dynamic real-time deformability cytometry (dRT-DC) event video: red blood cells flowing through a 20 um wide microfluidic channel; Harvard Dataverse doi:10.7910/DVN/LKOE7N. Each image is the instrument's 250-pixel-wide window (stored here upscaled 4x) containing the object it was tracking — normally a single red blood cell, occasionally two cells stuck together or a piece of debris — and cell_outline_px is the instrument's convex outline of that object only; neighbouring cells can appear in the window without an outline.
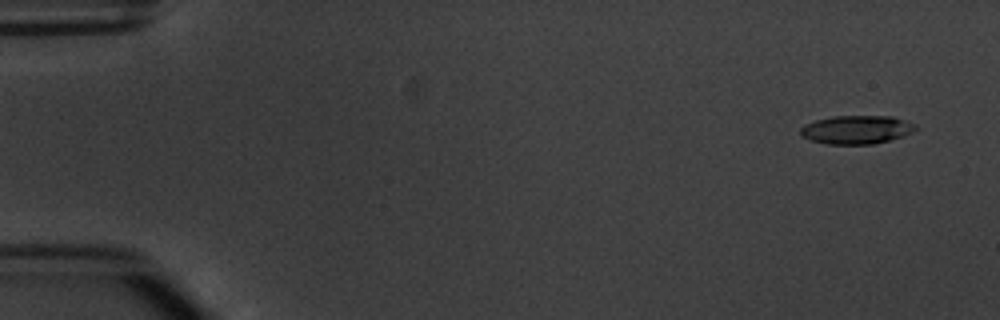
{"species": "common noctule bat (a hibernating species)", "species_latin": "Nyctalus noctula", "temperature_condition": "warm", "stored_images_in_passage": 8, "camera_frame_rate_fps": 3000, "um_per_image_px": 0.085, "animal": {"sex": "male", "body_mass_g": 20.1, "forearm_length_mm": 53.5}, "frame": {"image": 1, "passage_image": 1, "time_ms": 0.0, "image_size_px": [1000, 320], "cell_outline_px": [[920, 128], [904, 136], [872, 144], [828, 144], [812, 140], [800, 136], [800, 128], [804, 124], [816, 120], [832, 116], [892, 116], [916, 124]], "centroid_in_image_um": [72.82, 11.01], "position_along_channel_um": 12.2, "area_um2": 19.19}}
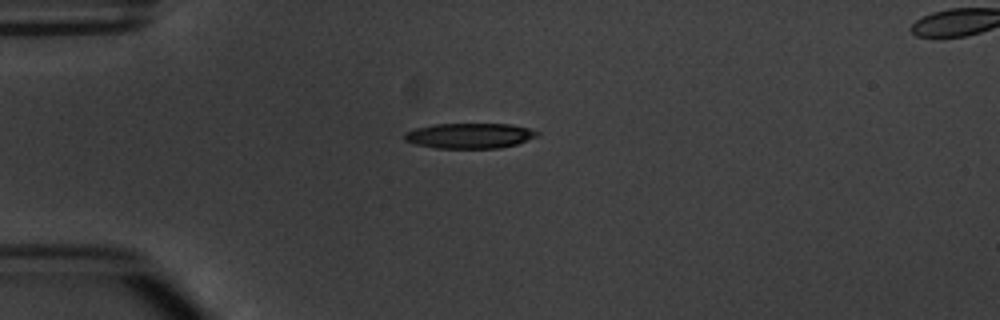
{"frame": {"image": 2, "passage_image": 4, "time_ms": 3.667, "image_size_px": [1000, 320], "cell_outline_px": [[540, 136], [516, 144], [500, 148], [436, 148], [416, 144], [404, 140], [404, 132], [416, 128], [432, 124], [508, 124], [528, 128], [540, 132]], "centroid_in_image_um": [39.92, 11.53], "position_along_channel_um": 45.1, "area_um2": 19.59}}
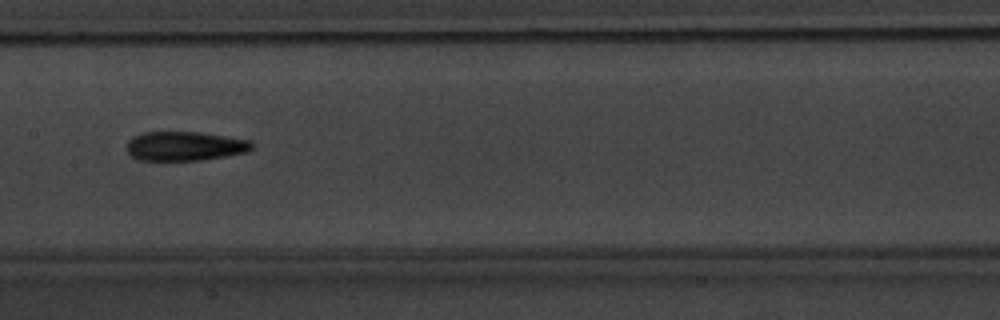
{"frame": {"image": 3, "passage_image": 8, "time_ms": 8.0, "image_size_px": [1000, 320], "cell_outline_px": [[252, 148], [248, 152], [200, 160], [140, 160], [132, 156], [128, 152], [128, 140], [132, 136], [144, 132], [204, 132], [252, 140]], "centroid_in_image_um": [15.74, 12.4], "position_along_channel_um": 191.7, "area_um2": 21.39}}